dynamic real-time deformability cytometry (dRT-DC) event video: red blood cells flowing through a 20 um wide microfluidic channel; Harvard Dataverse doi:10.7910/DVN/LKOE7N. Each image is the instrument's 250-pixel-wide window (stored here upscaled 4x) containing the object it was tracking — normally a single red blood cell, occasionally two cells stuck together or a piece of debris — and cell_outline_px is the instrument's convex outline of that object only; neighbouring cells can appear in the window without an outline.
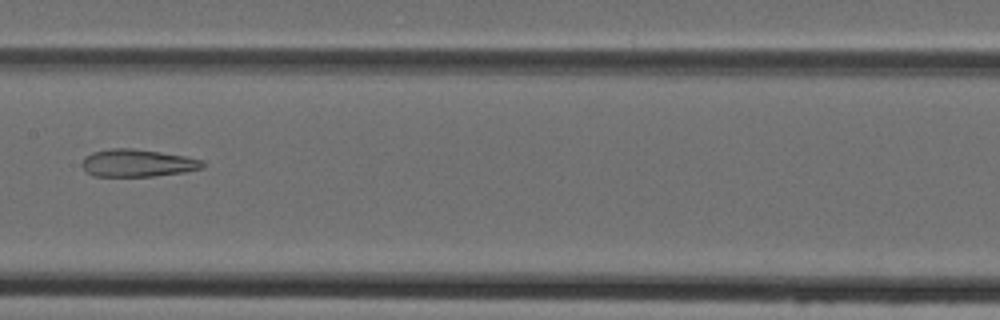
{"species": "Egyptian fruit bat (a non-hibernating species)", "species_latin": "Rousettus aegyptiacus", "temperature_condition": "cold", "stored_images_in_passage": 8, "camera_frame_rate_fps": 3000, "um_per_image_px": 0.085, "animal": {"sex": "female"}, "frame": {"image": 1, "passage_image": 7, "time_ms": 8.667, "image_size_px": [1000, 320], "cell_outline_px": [[204, 168], [184, 172], [156, 176], [92, 176], [80, 164], [84, 156], [92, 152], [112, 148], [132, 148], [160, 152], [184, 156], [204, 160]], "centroid_in_image_um": [11.68, 13.86], "position_along_channel_um": 195.7, "area_um2": 19.42}}
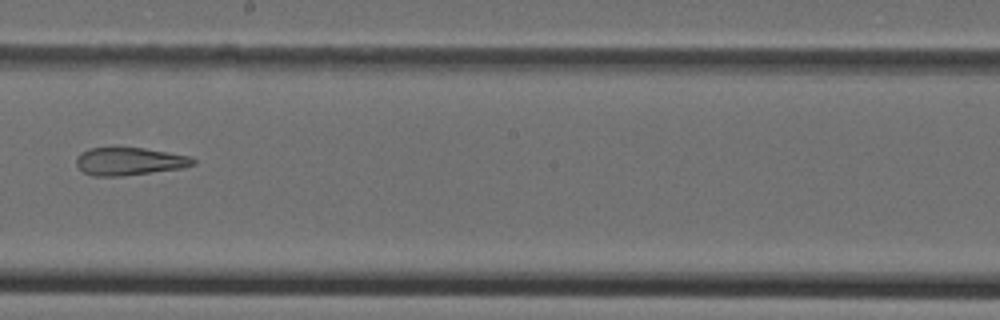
{"frame": {"image": 2, "passage_image": 8, "time_ms": 9.667, "image_size_px": [1000, 320], "cell_outline_px": [[196, 164], [184, 168], [124, 176], [92, 176], [84, 172], [76, 164], [76, 156], [80, 152], [92, 148], [144, 148], [192, 156], [196, 160]], "centroid_in_image_um": [11.04, 13.72], "position_along_channel_um": 237.2, "area_um2": 19.07}}